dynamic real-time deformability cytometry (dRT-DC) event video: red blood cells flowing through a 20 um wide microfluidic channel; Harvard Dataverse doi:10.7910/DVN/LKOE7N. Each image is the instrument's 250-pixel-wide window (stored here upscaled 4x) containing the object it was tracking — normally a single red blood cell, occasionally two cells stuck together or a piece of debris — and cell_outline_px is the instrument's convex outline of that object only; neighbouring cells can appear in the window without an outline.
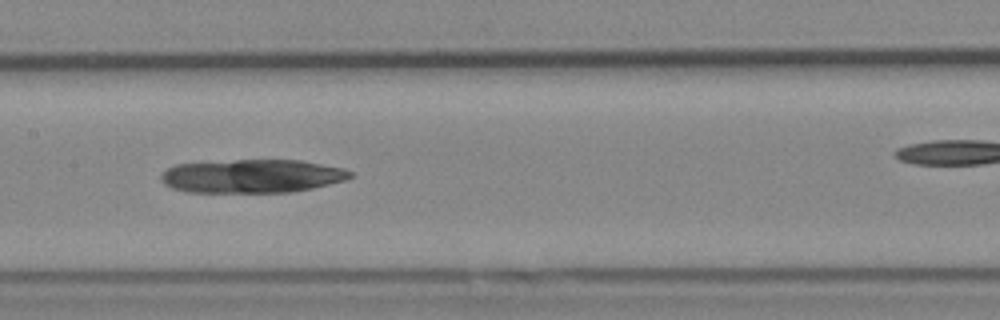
{"species": "Egyptian fruit bat (a non-hibernating species)", "species_latin": "Rousettus aegyptiacus", "temperature_condition": "cold", "stored_images_in_passage": 6, "camera_frame_rate_fps": 3000, "um_per_image_px": 0.085, "animal": {"sex": "female"}, "frame": {"image": 1, "passage_image": 4, "time_ms": 1.0, "image_size_px": [1000, 320], "cell_outline_px": [[352, 176], [344, 180], [312, 188], [292, 192], [188, 192], [172, 188], [164, 184], [160, 180], [160, 176], [168, 168], [176, 164], [236, 160], [300, 160], [344, 168], [352, 172]], "centroid_in_image_um": [21.41, 14.97], "position_along_channel_um": 186.0, "area_um2": 36.82}}